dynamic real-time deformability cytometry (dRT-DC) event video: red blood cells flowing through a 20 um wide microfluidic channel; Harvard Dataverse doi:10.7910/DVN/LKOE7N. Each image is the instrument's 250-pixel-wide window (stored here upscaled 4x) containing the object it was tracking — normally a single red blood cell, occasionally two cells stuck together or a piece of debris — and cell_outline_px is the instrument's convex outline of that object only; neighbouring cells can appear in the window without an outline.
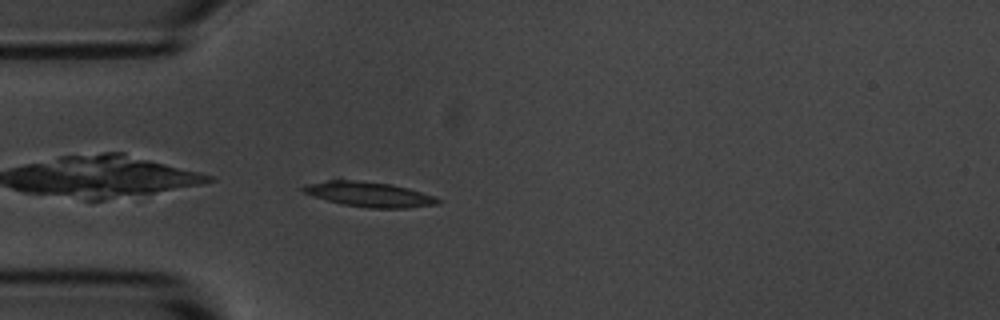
{"species": "common noctule bat (a hibernating species)", "species_latin": "Nyctalus noctula", "temperature_condition": "room temperature", "stored_images_in_passage": 41, "camera_frame_rate_fps": 3000, "um_per_image_px": 0.085, "animal": {"sex": "male", "body_mass_g": 20.1, "forearm_length_mm": 53.5}, "frame": {"image": 1, "passage_image": 1, "time_ms": 0.0, "image_size_px": [1000, 320], "cell_outline_px": [[440, 200], [436, 204], [408, 208], [368, 208], [344, 204], [328, 200], [304, 192], [300, 188], [304, 184], [328, 180], [352, 180], [392, 184], [408, 188], [436, 196]], "centroid_in_image_um": [31.39, 16.51], "position_along_channel_um": 53.6, "area_um2": 19.36}}
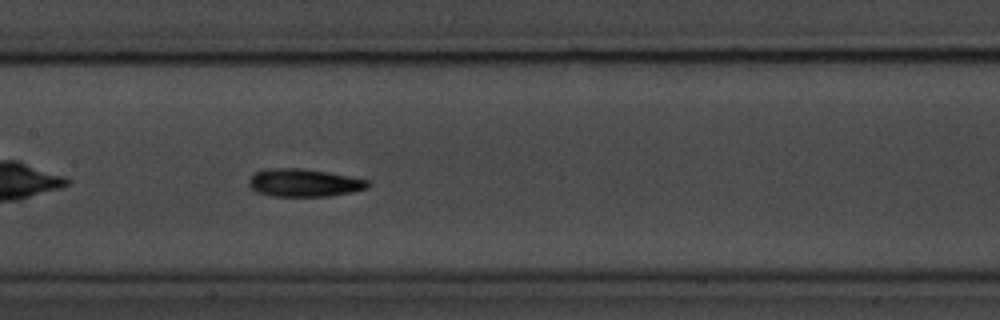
{"frame": {"image": 2, "passage_image": 12, "time_ms": 3.667, "image_size_px": [1000, 320], "cell_outline_px": [[372, 184], [368, 188], [352, 192], [332, 196], [272, 196], [256, 192], [248, 184], [248, 180], [256, 172], [264, 168], [300, 168], [348, 176], [368, 180]], "centroid_in_image_um": [25.84, 15.54], "position_along_channel_um": 181.6, "area_um2": 19.31}}
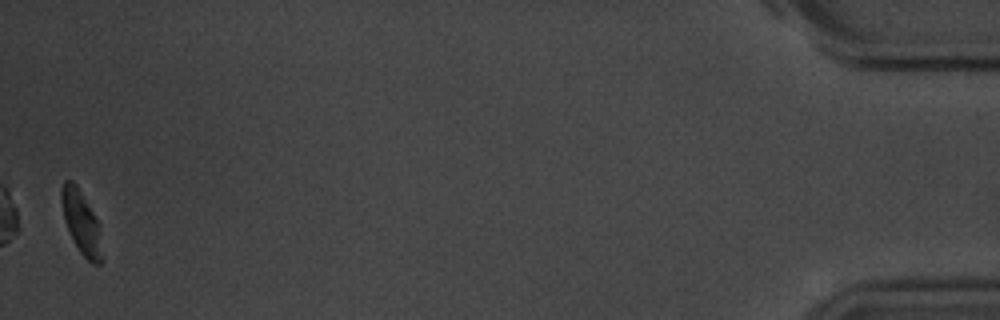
{"frame": {"image": 3, "passage_image": 40, "time_ms": 13.0, "image_size_px": [1000, 320], "cell_outline_px": [[100, 264], [92, 264], [80, 252], [64, 220], [60, 200], [60, 188], [64, 180], [72, 180], [76, 184], [92, 212], [96, 220], [100, 256]], "centroid_in_image_um": [6.81, 18.8], "position_along_channel_um": 428.4, "area_um2": 13.99}, "authors_computed_cell_mechanics": {"area_um2": 18.3804, "velocity_mm_per_s": 3.6494, "shape_relaxation_time_tau1_ms": 2.7982, "shape_relaxation_time_tau2_ms": 5.0356, "deformation_change_tau1": 0.1162, "deformation_change_tau2": 0.1272}}